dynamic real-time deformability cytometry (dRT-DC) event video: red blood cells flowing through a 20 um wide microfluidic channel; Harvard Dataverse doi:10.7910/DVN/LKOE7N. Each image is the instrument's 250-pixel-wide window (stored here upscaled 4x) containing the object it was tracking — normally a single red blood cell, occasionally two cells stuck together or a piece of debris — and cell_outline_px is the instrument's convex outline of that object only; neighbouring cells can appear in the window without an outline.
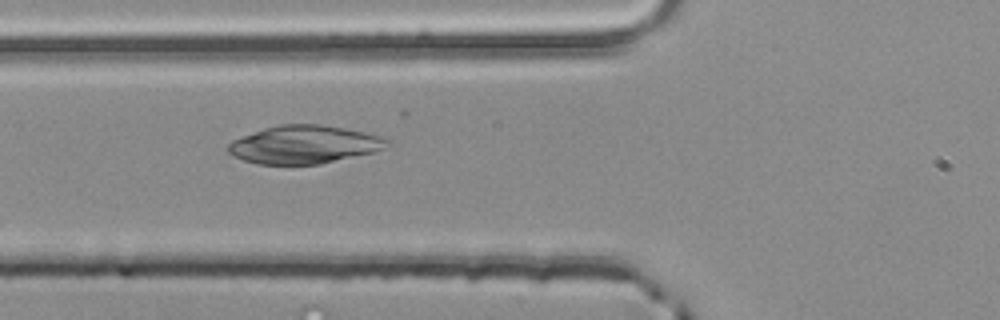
{"species": "common noctule bat (a hibernating species)", "species_latin": "Nyctalus noctula", "temperature_condition": "room temperature", "stored_images_in_passage": 2, "camera_frame_rate_fps": 3000, "um_per_image_px": 0.085, "animal": {"sex": "male", "body_mass_g": 20.4}, "frame": {"image": 1, "passage_image": 2, "time_ms": 0.333, "image_size_px": [1000, 320], "cell_outline_px": [[392, 144], [372, 152], [320, 164], [256, 164], [244, 160], [228, 152], [228, 144], [232, 140], [264, 128], [280, 124], [320, 124], [344, 128], [364, 132], [380, 136], [388, 140]], "centroid_in_image_um": [25.84, 12.28], "position_along_channel_um": 100.0, "area_um2": 34.97}}